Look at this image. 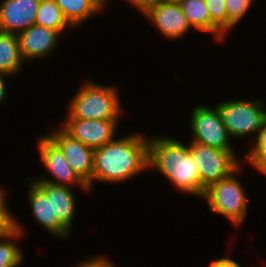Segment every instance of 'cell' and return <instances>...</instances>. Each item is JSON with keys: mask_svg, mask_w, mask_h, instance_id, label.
<instances>
[{"mask_svg": "<svg viewBox=\"0 0 266 267\" xmlns=\"http://www.w3.org/2000/svg\"><path fill=\"white\" fill-rule=\"evenodd\" d=\"M61 33L57 30L31 25L17 34L22 59L30 61L49 56L57 46Z\"/></svg>", "mask_w": 266, "mask_h": 267, "instance_id": "obj_12", "label": "cell"}, {"mask_svg": "<svg viewBox=\"0 0 266 267\" xmlns=\"http://www.w3.org/2000/svg\"><path fill=\"white\" fill-rule=\"evenodd\" d=\"M64 17L73 27L81 25L87 18L103 10L106 0H54Z\"/></svg>", "mask_w": 266, "mask_h": 267, "instance_id": "obj_17", "label": "cell"}, {"mask_svg": "<svg viewBox=\"0 0 266 267\" xmlns=\"http://www.w3.org/2000/svg\"><path fill=\"white\" fill-rule=\"evenodd\" d=\"M22 63L24 60L20 53L17 34L0 31V73L17 74Z\"/></svg>", "mask_w": 266, "mask_h": 267, "instance_id": "obj_18", "label": "cell"}, {"mask_svg": "<svg viewBox=\"0 0 266 267\" xmlns=\"http://www.w3.org/2000/svg\"><path fill=\"white\" fill-rule=\"evenodd\" d=\"M5 191L3 190V187L0 186V208H8L7 207V202L5 201Z\"/></svg>", "mask_w": 266, "mask_h": 267, "instance_id": "obj_29", "label": "cell"}, {"mask_svg": "<svg viewBox=\"0 0 266 267\" xmlns=\"http://www.w3.org/2000/svg\"><path fill=\"white\" fill-rule=\"evenodd\" d=\"M34 24L57 30L61 34L65 27H72L54 0H40Z\"/></svg>", "mask_w": 266, "mask_h": 267, "instance_id": "obj_20", "label": "cell"}, {"mask_svg": "<svg viewBox=\"0 0 266 267\" xmlns=\"http://www.w3.org/2000/svg\"><path fill=\"white\" fill-rule=\"evenodd\" d=\"M178 3L191 27L213 33L217 41L225 39V35L212 23L205 0H181Z\"/></svg>", "mask_w": 266, "mask_h": 267, "instance_id": "obj_16", "label": "cell"}, {"mask_svg": "<svg viewBox=\"0 0 266 267\" xmlns=\"http://www.w3.org/2000/svg\"><path fill=\"white\" fill-rule=\"evenodd\" d=\"M148 167H155L180 192L203 198L206 187L188 145L183 142L170 137L149 138Z\"/></svg>", "mask_w": 266, "mask_h": 267, "instance_id": "obj_2", "label": "cell"}, {"mask_svg": "<svg viewBox=\"0 0 266 267\" xmlns=\"http://www.w3.org/2000/svg\"><path fill=\"white\" fill-rule=\"evenodd\" d=\"M261 100H229L218 104L229 136L243 138L258 133L266 123V110Z\"/></svg>", "mask_w": 266, "mask_h": 267, "instance_id": "obj_5", "label": "cell"}, {"mask_svg": "<svg viewBox=\"0 0 266 267\" xmlns=\"http://www.w3.org/2000/svg\"><path fill=\"white\" fill-rule=\"evenodd\" d=\"M149 139L143 135L130 134L94 149L93 181L120 183L133 178L148 167Z\"/></svg>", "mask_w": 266, "mask_h": 267, "instance_id": "obj_1", "label": "cell"}, {"mask_svg": "<svg viewBox=\"0 0 266 267\" xmlns=\"http://www.w3.org/2000/svg\"><path fill=\"white\" fill-rule=\"evenodd\" d=\"M257 171H260V173L266 175V159H264L257 167Z\"/></svg>", "mask_w": 266, "mask_h": 267, "instance_id": "obj_30", "label": "cell"}, {"mask_svg": "<svg viewBox=\"0 0 266 267\" xmlns=\"http://www.w3.org/2000/svg\"><path fill=\"white\" fill-rule=\"evenodd\" d=\"M73 267H115V265L103 256H96L95 258L85 260V262H81L79 265L77 264V266Z\"/></svg>", "mask_w": 266, "mask_h": 267, "instance_id": "obj_25", "label": "cell"}, {"mask_svg": "<svg viewBox=\"0 0 266 267\" xmlns=\"http://www.w3.org/2000/svg\"><path fill=\"white\" fill-rule=\"evenodd\" d=\"M254 0H225L227 13V31L236 26L247 10L253 5Z\"/></svg>", "mask_w": 266, "mask_h": 267, "instance_id": "obj_21", "label": "cell"}, {"mask_svg": "<svg viewBox=\"0 0 266 267\" xmlns=\"http://www.w3.org/2000/svg\"><path fill=\"white\" fill-rule=\"evenodd\" d=\"M117 123L114 120L66 118L61 128L72 138L96 149L114 140Z\"/></svg>", "mask_w": 266, "mask_h": 267, "instance_id": "obj_10", "label": "cell"}, {"mask_svg": "<svg viewBox=\"0 0 266 267\" xmlns=\"http://www.w3.org/2000/svg\"><path fill=\"white\" fill-rule=\"evenodd\" d=\"M29 186V203L35 220L54 236H68L70 233L59 221H52L51 195H46L33 181Z\"/></svg>", "mask_w": 266, "mask_h": 267, "instance_id": "obj_15", "label": "cell"}, {"mask_svg": "<svg viewBox=\"0 0 266 267\" xmlns=\"http://www.w3.org/2000/svg\"><path fill=\"white\" fill-rule=\"evenodd\" d=\"M46 195H51L52 221L59 223L70 233L76 213L73 189L43 181H33Z\"/></svg>", "mask_w": 266, "mask_h": 267, "instance_id": "obj_14", "label": "cell"}, {"mask_svg": "<svg viewBox=\"0 0 266 267\" xmlns=\"http://www.w3.org/2000/svg\"><path fill=\"white\" fill-rule=\"evenodd\" d=\"M144 16L159 29L167 38L178 39L186 35L192 27L187 18L182 13L178 2L161 0L156 5L150 7Z\"/></svg>", "mask_w": 266, "mask_h": 267, "instance_id": "obj_11", "label": "cell"}, {"mask_svg": "<svg viewBox=\"0 0 266 267\" xmlns=\"http://www.w3.org/2000/svg\"><path fill=\"white\" fill-rule=\"evenodd\" d=\"M190 116V127L194 135L191 141L219 150H233L229 142L230 136L216 106L210 108L198 105L193 109Z\"/></svg>", "mask_w": 266, "mask_h": 267, "instance_id": "obj_7", "label": "cell"}, {"mask_svg": "<svg viewBox=\"0 0 266 267\" xmlns=\"http://www.w3.org/2000/svg\"><path fill=\"white\" fill-rule=\"evenodd\" d=\"M256 138V144L251 147L246 156V160L249 161L248 163H250L254 168L266 159V123L258 132Z\"/></svg>", "mask_w": 266, "mask_h": 267, "instance_id": "obj_23", "label": "cell"}, {"mask_svg": "<svg viewBox=\"0 0 266 267\" xmlns=\"http://www.w3.org/2000/svg\"><path fill=\"white\" fill-rule=\"evenodd\" d=\"M22 235L21 225L13 219V227L0 236V267H19L22 263V250L14 242Z\"/></svg>", "mask_w": 266, "mask_h": 267, "instance_id": "obj_19", "label": "cell"}, {"mask_svg": "<svg viewBox=\"0 0 266 267\" xmlns=\"http://www.w3.org/2000/svg\"><path fill=\"white\" fill-rule=\"evenodd\" d=\"M209 267H242L236 261L230 258H219L211 261Z\"/></svg>", "mask_w": 266, "mask_h": 267, "instance_id": "obj_27", "label": "cell"}, {"mask_svg": "<svg viewBox=\"0 0 266 267\" xmlns=\"http://www.w3.org/2000/svg\"><path fill=\"white\" fill-rule=\"evenodd\" d=\"M9 210V208H0V236L13 227L14 216Z\"/></svg>", "mask_w": 266, "mask_h": 267, "instance_id": "obj_24", "label": "cell"}, {"mask_svg": "<svg viewBox=\"0 0 266 267\" xmlns=\"http://www.w3.org/2000/svg\"><path fill=\"white\" fill-rule=\"evenodd\" d=\"M127 3L133 5L143 14L152 6L156 5L161 0H126Z\"/></svg>", "mask_w": 266, "mask_h": 267, "instance_id": "obj_26", "label": "cell"}, {"mask_svg": "<svg viewBox=\"0 0 266 267\" xmlns=\"http://www.w3.org/2000/svg\"><path fill=\"white\" fill-rule=\"evenodd\" d=\"M37 145L42 163L56 180H50L48 177L42 176L34 181H43L68 187L76 184L79 188H82L81 190L89 192L88 185L72 169L60 148L48 136L39 138Z\"/></svg>", "mask_w": 266, "mask_h": 267, "instance_id": "obj_8", "label": "cell"}, {"mask_svg": "<svg viewBox=\"0 0 266 267\" xmlns=\"http://www.w3.org/2000/svg\"><path fill=\"white\" fill-rule=\"evenodd\" d=\"M212 23L224 34L227 32L225 0H205Z\"/></svg>", "mask_w": 266, "mask_h": 267, "instance_id": "obj_22", "label": "cell"}, {"mask_svg": "<svg viewBox=\"0 0 266 267\" xmlns=\"http://www.w3.org/2000/svg\"><path fill=\"white\" fill-rule=\"evenodd\" d=\"M240 170L241 167L229 176L213 182L206 188L203 195V199L208 202L209 211L222 214L236 226L240 225L246 218L248 203L245 189L236 178V173L238 174Z\"/></svg>", "mask_w": 266, "mask_h": 267, "instance_id": "obj_4", "label": "cell"}, {"mask_svg": "<svg viewBox=\"0 0 266 267\" xmlns=\"http://www.w3.org/2000/svg\"><path fill=\"white\" fill-rule=\"evenodd\" d=\"M163 1L179 2L181 0H163Z\"/></svg>", "mask_w": 266, "mask_h": 267, "instance_id": "obj_31", "label": "cell"}, {"mask_svg": "<svg viewBox=\"0 0 266 267\" xmlns=\"http://www.w3.org/2000/svg\"><path fill=\"white\" fill-rule=\"evenodd\" d=\"M188 148L198 166L200 180L206 188L241 166L233 150H219L195 141H191Z\"/></svg>", "mask_w": 266, "mask_h": 267, "instance_id": "obj_6", "label": "cell"}, {"mask_svg": "<svg viewBox=\"0 0 266 267\" xmlns=\"http://www.w3.org/2000/svg\"><path fill=\"white\" fill-rule=\"evenodd\" d=\"M6 74H1L0 73V104L5 100V97L7 95L6 93V84H5V80L6 79Z\"/></svg>", "mask_w": 266, "mask_h": 267, "instance_id": "obj_28", "label": "cell"}, {"mask_svg": "<svg viewBox=\"0 0 266 267\" xmlns=\"http://www.w3.org/2000/svg\"><path fill=\"white\" fill-rule=\"evenodd\" d=\"M84 83L72 97L66 118L118 121L122 112L118 89L90 81Z\"/></svg>", "mask_w": 266, "mask_h": 267, "instance_id": "obj_3", "label": "cell"}, {"mask_svg": "<svg viewBox=\"0 0 266 267\" xmlns=\"http://www.w3.org/2000/svg\"><path fill=\"white\" fill-rule=\"evenodd\" d=\"M40 0H4L0 3V31L15 33L35 23Z\"/></svg>", "mask_w": 266, "mask_h": 267, "instance_id": "obj_13", "label": "cell"}, {"mask_svg": "<svg viewBox=\"0 0 266 267\" xmlns=\"http://www.w3.org/2000/svg\"><path fill=\"white\" fill-rule=\"evenodd\" d=\"M47 136L60 148L77 175L87 185L92 182L94 149L72 138L62 128Z\"/></svg>", "mask_w": 266, "mask_h": 267, "instance_id": "obj_9", "label": "cell"}]
</instances>
